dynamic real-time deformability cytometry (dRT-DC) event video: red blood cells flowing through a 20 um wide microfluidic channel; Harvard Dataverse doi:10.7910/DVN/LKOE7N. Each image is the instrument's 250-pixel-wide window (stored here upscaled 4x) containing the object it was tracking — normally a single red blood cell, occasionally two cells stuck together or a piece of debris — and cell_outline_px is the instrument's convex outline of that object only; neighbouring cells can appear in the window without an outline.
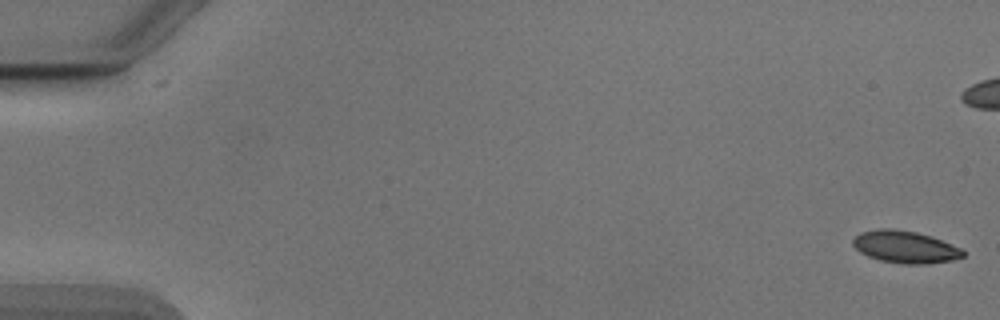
{"species": "Egyptian fruit bat (a non-hibernating species)", "species_latin": "Rousettus aegyptiacus", "temperature_condition": "cold", "stored_images_in_passage": 14, "camera_frame_rate_fps": 3000, "um_per_image_px": 0.085, "animal": {"sex": "male"}, "frame": {"image": 1, "passage_image": 1, "time_ms": 0.0, "image_size_px": [1000, 320], "cell_outline_px": [[964, 256], [952, 260], [928, 264], [904, 264], [880, 260], [868, 256], [860, 252], [852, 244], [852, 240], [860, 232], [880, 228], [892, 228], [916, 232], [932, 236], [960, 248], [964, 252]], "centroid_in_image_um": [76.92, 20.98], "position_along_channel_um": 8.1, "area_um2": 20.63}}